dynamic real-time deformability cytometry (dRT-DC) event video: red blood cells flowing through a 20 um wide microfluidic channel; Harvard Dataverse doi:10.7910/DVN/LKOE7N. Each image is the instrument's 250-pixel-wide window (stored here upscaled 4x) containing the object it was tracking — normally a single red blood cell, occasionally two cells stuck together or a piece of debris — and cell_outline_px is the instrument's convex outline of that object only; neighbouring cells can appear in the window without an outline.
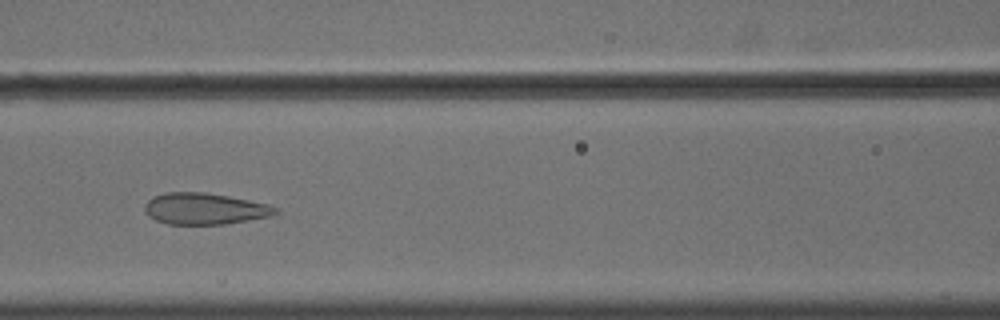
{"species": "common noctule bat (a hibernating species)", "species_latin": "Nyctalus noctula", "temperature_condition": "cold", "stored_images_in_passage": 41, "camera_frame_rate_fps": 3000, "um_per_image_px": 0.085, "animal": {"sex": "male", "body_mass_g": 18.8}, "frame": {"image": 1, "passage_image": 14, "time_ms": 4.333, "image_size_px": [1000, 320], "cell_outline_px": [[280, 212], [268, 216], [248, 220], [224, 224], [168, 224], [156, 220], [148, 216], [144, 212], [144, 204], [152, 196], [164, 192], [204, 192], [228, 196], [268, 204], [280, 208]], "centroid_in_image_um": [17.37, 17.73], "position_along_channel_um": 149.2, "area_um2": 24.04}}
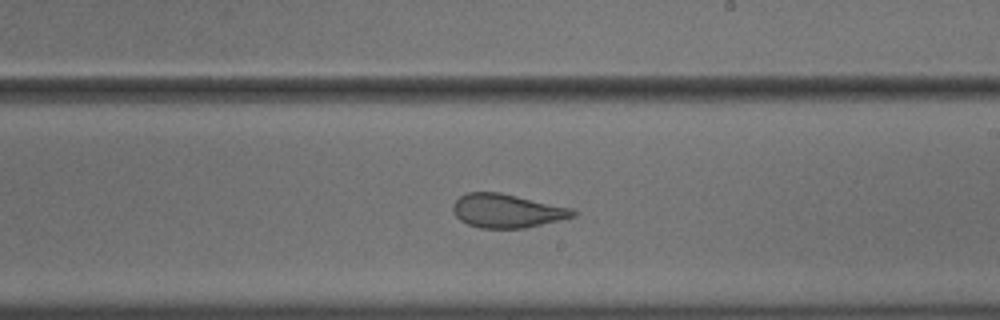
{"frame": {"image": 2, "passage_image": 22, "time_ms": 7.0, "image_size_px": [1000, 320], "cell_outline_px": [[580, 212], [576, 216], [560, 220], [524, 228], [480, 228], [468, 224], [460, 220], [456, 216], [452, 208], [452, 204], [464, 192], [500, 192], [572, 208]], "centroid_in_image_um": [43.1, 17.91], "position_along_channel_um": 245.9, "area_um2": 23.7}}
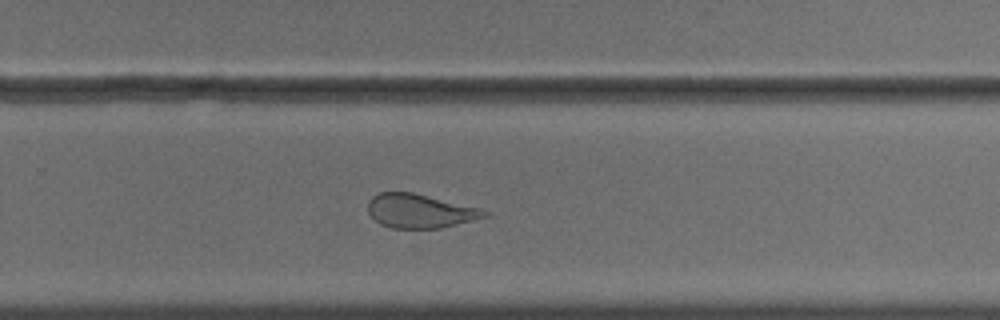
{"frame": {"image": 3, "passage_image": 26, "time_ms": 8.333, "image_size_px": [1000, 320], "cell_outline_px": [[488, 216], [440, 228], [392, 228], [380, 224], [368, 212], [368, 200], [372, 196], [380, 192], [412, 192], [480, 208], [488, 212]], "centroid_in_image_um": [35.66, 17.93], "position_along_channel_um": 294.1, "area_um2": 22.83}, "authors_computed_cell_mechanics": {"area_um2": 25.8366, "velocity_mm_per_s": 3.6296, "shape_relaxation_time_tau1_ms": null, "shape_relaxation_time_tau2_ms": 0.9923, "deformation_change_tau1": null, "deformation_change_tau2": 0.0634}}